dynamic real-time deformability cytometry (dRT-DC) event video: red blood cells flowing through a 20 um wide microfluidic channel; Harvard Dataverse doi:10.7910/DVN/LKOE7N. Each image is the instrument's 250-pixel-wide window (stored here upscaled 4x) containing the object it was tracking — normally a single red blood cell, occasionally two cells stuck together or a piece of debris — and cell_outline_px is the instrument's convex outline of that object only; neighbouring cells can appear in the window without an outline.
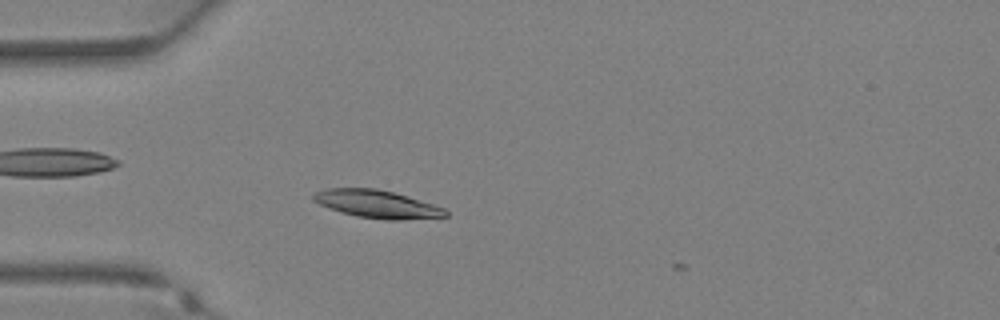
{"species": "Egyptian fruit bat (a non-hibernating species)", "species_latin": "Rousettus aegyptiacus", "temperature_condition": "warm", "stored_images_in_passage": 4, "camera_frame_rate_fps": 3000, "um_per_image_px": 0.085, "animal": {"sex": "female"}, "frame": {"image": 1, "passage_image": 3, "time_ms": 0.667, "image_size_px": [1000, 320], "cell_outline_px": [[448, 216], [404, 220], [384, 220], [356, 216], [340, 212], [328, 208], [312, 200], [312, 196], [316, 192], [328, 188], [376, 188], [392, 192], [432, 204], [444, 208], [448, 212]], "centroid_in_image_um": [32.02, 17.36], "position_along_channel_um": 53.0, "area_um2": 21.33}}